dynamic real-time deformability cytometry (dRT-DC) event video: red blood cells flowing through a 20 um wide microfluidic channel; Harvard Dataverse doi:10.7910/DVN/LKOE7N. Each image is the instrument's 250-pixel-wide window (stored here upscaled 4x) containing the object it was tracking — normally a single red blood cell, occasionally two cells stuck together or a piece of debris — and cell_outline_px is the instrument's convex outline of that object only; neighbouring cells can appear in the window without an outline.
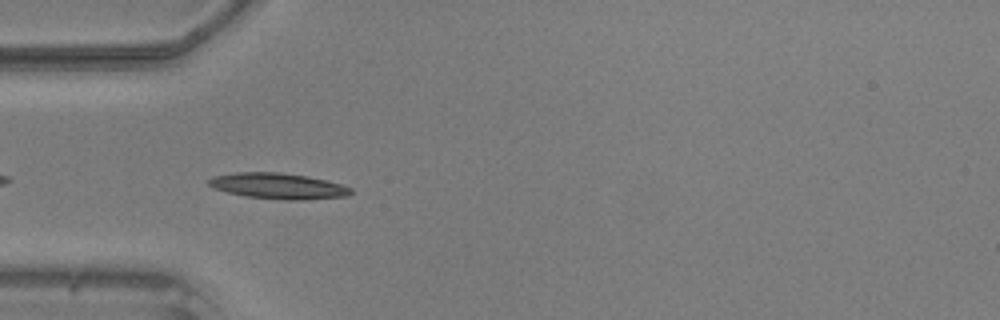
{"species": "common noctule bat (a hibernating species)", "species_latin": "Nyctalus noctula", "temperature_condition": "warm", "stored_images_in_passage": 38, "camera_frame_rate_fps": 3000, "um_per_image_px": 0.085, "animal": {"sex": "male", "body_mass_g": 20.5, "forearm_length_mm": 52.5}, "frame": {"image": 1, "passage_image": 4, "time_ms": 1.0, "image_size_px": [1000, 320], "cell_outline_px": [[352, 192], [348, 196], [304, 200], [284, 200], [244, 196], [228, 192], [216, 188], [208, 184], [208, 180], [212, 176], [236, 172], [280, 172], [308, 176], [328, 180], [352, 188]], "centroid_in_image_um": [23.67, 15.81], "position_along_channel_um": 61.3, "area_um2": 21.5}}
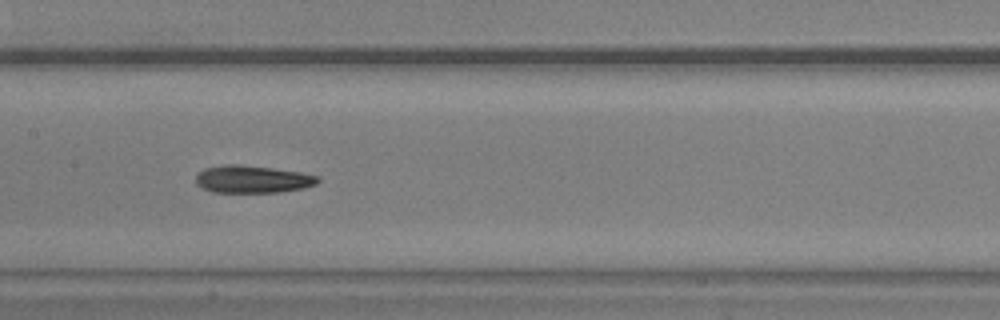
{"frame": {"image": 2, "passage_image": 13, "time_ms": 4.0, "image_size_px": [1000, 320], "cell_outline_px": [[320, 180], [316, 184], [304, 188], [276, 192], [212, 192], [196, 184], [196, 176], [204, 168], [224, 164], [240, 164], [272, 168], [300, 172], [320, 176]], "centroid_in_image_um": [21.47, 15.22], "position_along_channel_um": 185.9, "area_um2": 19.54}}
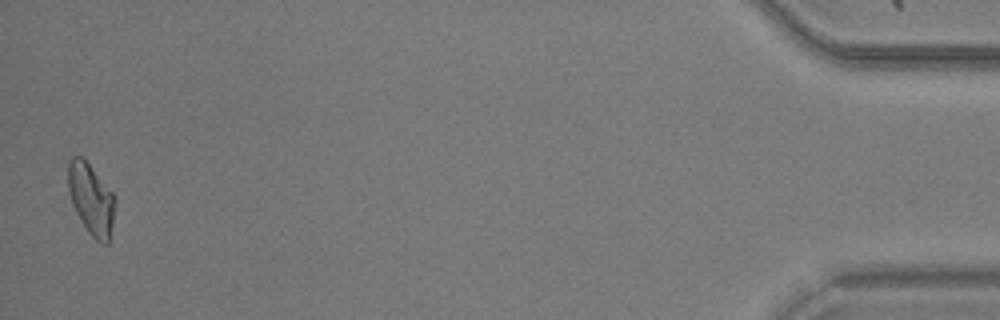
{"frame": {"image": 3, "passage_image": 37, "time_ms": 12.0, "image_size_px": [1000, 320], "cell_outline_px": [[116, 200], [112, 224], [108, 244], [100, 244], [88, 232], [76, 212], [72, 204], [68, 192], [68, 160], [72, 156], [80, 156], [88, 164], [112, 192]], "centroid_in_image_um": [7.73, 16.94], "position_along_channel_um": 427.5, "area_um2": 19.25}}